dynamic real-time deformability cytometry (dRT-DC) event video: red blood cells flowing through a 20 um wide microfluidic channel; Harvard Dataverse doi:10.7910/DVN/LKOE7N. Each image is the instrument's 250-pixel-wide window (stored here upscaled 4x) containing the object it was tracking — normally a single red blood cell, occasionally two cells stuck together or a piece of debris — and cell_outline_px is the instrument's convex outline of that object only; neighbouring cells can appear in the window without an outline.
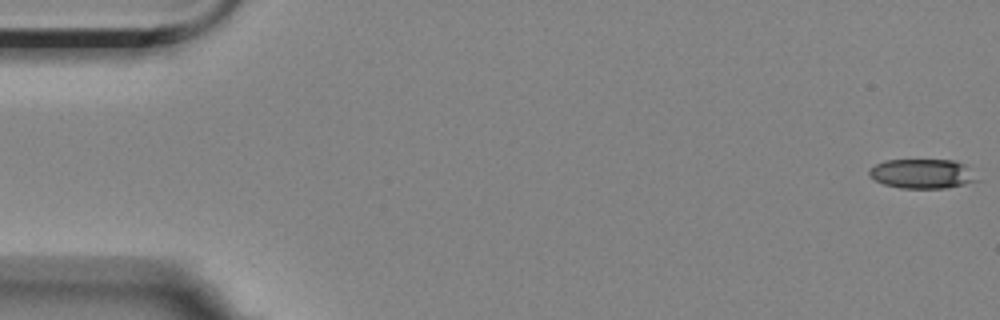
{"species": "Egyptian fruit bat (a non-hibernating species)", "species_latin": "Rousettus aegyptiacus", "temperature_condition": "room temperature", "stored_images_in_passage": 6, "camera_frame_rate_fps": 3000, "um_per_image_px": 0.085, "animal": {"sex": "female"}, "frame": {"image": 1, "passage_image": 1, "time_ms": 0.0, "image_size_px": [1000, 320], "cell_outline_px": [[980, 180], [948, 188], [900, 188], [884, 184], [868, 176], [868, 172], [876, 164], [884, 160], [956, 160], [968, 164]], "centroid_in_image_um": [78.45, 14.76], "position_along_channel_um": 6.5, "area_um2": 18.79}}